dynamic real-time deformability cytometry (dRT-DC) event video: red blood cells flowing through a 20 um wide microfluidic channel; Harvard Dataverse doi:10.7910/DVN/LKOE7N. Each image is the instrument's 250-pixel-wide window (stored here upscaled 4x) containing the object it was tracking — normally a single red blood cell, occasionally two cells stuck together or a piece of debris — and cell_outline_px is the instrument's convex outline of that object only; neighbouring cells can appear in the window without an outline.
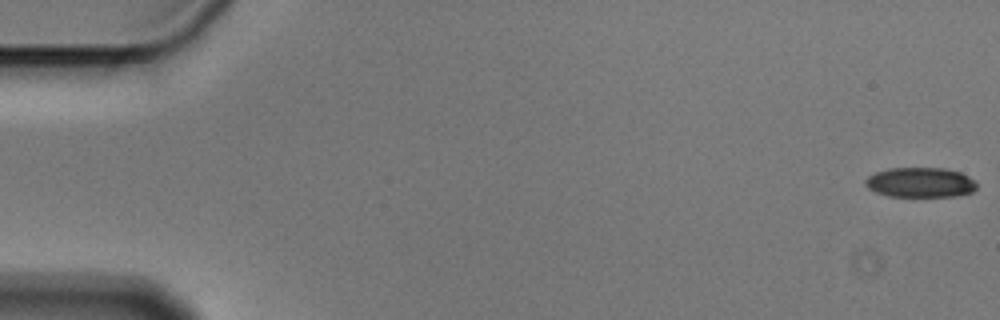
{"species": "Egyptian fruit bat (a non-hibernating species)", "species_latin": "Rousettus aegyptiacus", "temperature_condition": "cold", "stored_images_in_passage": 5, "camera_frame_rate_fps": 3000, "um_per_image_px": 0.085, "animal": {"sex": "male"}, "frame": {"image": 1, "passage_image": 1, "time_ms": 0.0, "image_size_px": [1000, 320], "cell_outline_px": [[976, 188], [972, 192], [956, 196], [888, 196], [876, 192], [868, 188], [864, 184], [864, 180], [868, 176], [876, 172], [888, 168], [944, 168], [960, 172], [976, 180]], "centroid_in_image_um": [78.22, 15.5], "position_along_channel_um": 6.8, "area_um2": 19.48}}